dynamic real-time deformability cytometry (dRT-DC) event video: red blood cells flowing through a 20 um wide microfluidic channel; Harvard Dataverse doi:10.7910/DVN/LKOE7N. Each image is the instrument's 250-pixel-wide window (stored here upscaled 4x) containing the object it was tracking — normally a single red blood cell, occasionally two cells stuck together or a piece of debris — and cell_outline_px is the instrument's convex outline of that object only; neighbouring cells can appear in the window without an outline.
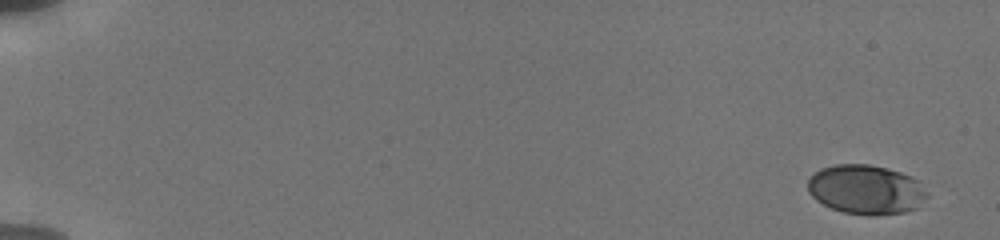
{"species": "human", "species_latin": "Homo sapiens", "temperature_condition": "cold", "stored_images_in_passage": 15, "camera_frame_rate_fps": 3000, "um_per_image_px": 0.085, "donor": {"sex": "male"}, "frame": {"image": 1, "passage_image": 1, "time_ms": 0.0, "image_size_px": [1000, 240], "cell_outline_px": [[928, 196], [920, 208], [904, 212], [872, 216], [868, 216], [844, 212], [832, 208], [816, 200], [808, 192], [808, 180], [820, 168], [836, 164], [868, 164], [888, 168], [912, 176], [920, 180], [928, 192]], "centroid_in_image_um": [73.67, 16.12], "position_along_channel_um": 11.3, "area_um2": 34.85}}
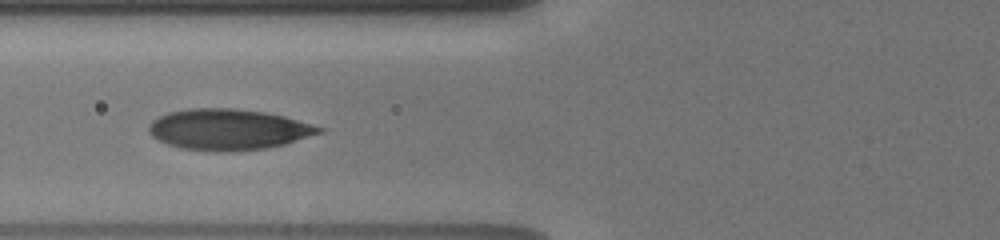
{"frame": {"image": 2, "passage_image": 11, "time_ms": 7.333, "image_size_px": [1000, 240], "cell_outline_px": [[324, 132], [284, 144], [268, 148], [228, 152], [216, 152], [180, 148], [168, 144], [152, 136], [148, 132], [148, 124], [152, 120], [168, 112], [188, 108], [232, 108], [264, 112], [284, 116], [324, 128]], "centroid_in_image_um": [19.38, 11.01], "position_along_channel_um": 106.4, "area_um2": 40.69}}
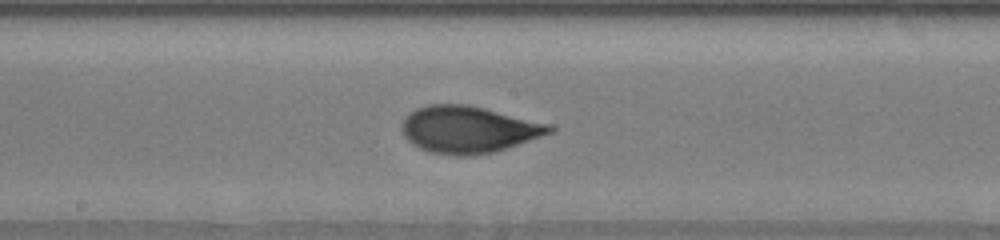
{"frame": {"image": 3, "passage_image": 15, "time_ms": 10.0, "image_size_px": [1000, 240], "cell_outline_px": [[556, 128], [552, 132], [496, 152], [472, 156], [456, 156], [428, 152], [412, 144], [404, 136], [400, 128], [400, 124], [416, 108], [428, 104], [468, 104], [548, 124]], "centroid_in_image_um": [39.78, 11.02], "position_along_channel_um": 208.4, "area_um2": 40.29}}